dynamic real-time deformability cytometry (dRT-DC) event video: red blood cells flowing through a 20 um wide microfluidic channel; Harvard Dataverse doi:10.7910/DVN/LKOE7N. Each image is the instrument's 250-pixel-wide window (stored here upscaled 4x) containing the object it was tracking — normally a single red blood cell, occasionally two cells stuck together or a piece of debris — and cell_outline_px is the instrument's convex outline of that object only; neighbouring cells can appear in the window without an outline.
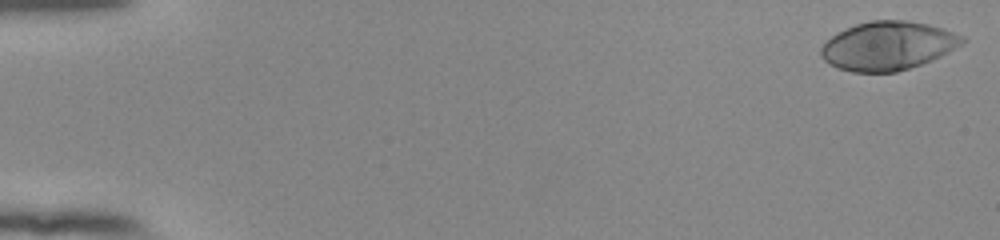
{"species": "human", "species_latin": "Homo sapiens", "temperature_condition": "room temperature", "stored_images_in_passage": 54, "camera_frame_rate_fps": 3000, "um_per_image_px": 0.085, "donor": {"sex": "female"}, "frame": {"image": 1, "passage_image": 1, "time_ms": 0.0, "image_size_px": [1000, 240], "cell_outline_px": [[968, 40], [948, 52], [940, 56], [920, 64], [896, 72], [852, 72], [836, 68], [828, 64], [820, 56], [820, 48], [836, 32], [844, 28], [856, 24], [872, 20], [908, 20], [928, 24], [944, 28], [964, 36]], "centroid_in_image_um": [75.45, 3.88], "position_along_channel_um": 9.5, "area_um2": 40.23}}
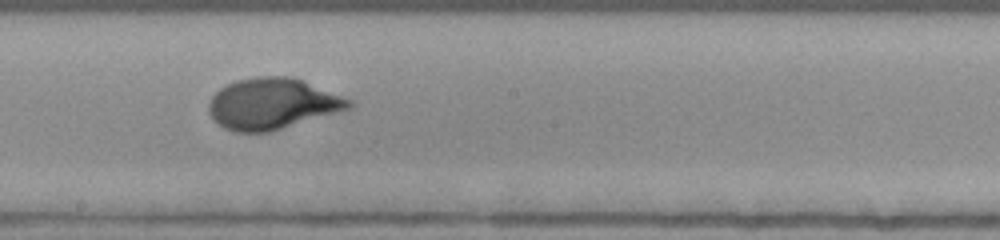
{"frame": {"image": 2, "passage_image": 31, "time_ms": 10.0, "image_size_px": [1000, 240], "cell_outline_px": [[356, 104], [352, 108], [268, 132], [236, 132], [224, 128], [208, 112], [208, 104], [212, 96], [220, 88], [236, 80], [256, 76], [292, 76], [304, 80], [352, 100]], "centroid_in_image_um": [23.17, 8.8], "position_along_channel_um": 225.0, "area_um2": 41.67}}
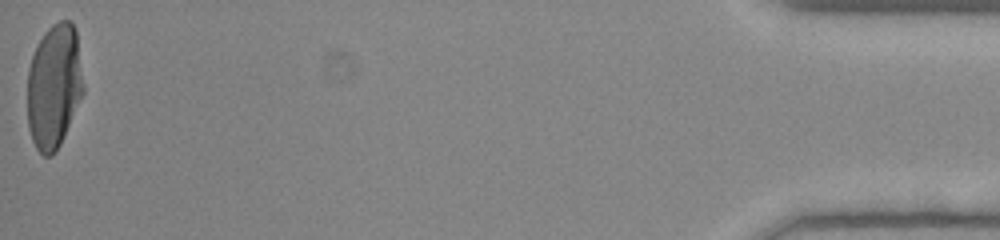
{"frame": {"image": 3, "passage_image": 54, "time_ms": 17.667, "image_size_px": [1000, 240], "cell_outline_px": [[84, 92], [64, 136], [60, 144], [52, 156], [44, 156], [36, 148], [32, 140], [28, 128], [28, 68], [32, 56], [44, 32], [52, 24], [60, 20], [68, 20], [76, 28], [84, 84]], "centroid_in_image_um": [4.6, 7.32], "position_along_channel_um": 430.6, "area_um2": 40.75}, "authors_computed_cell_mechanics": {"area_um2": 39.9109, "velocity_mm_per_s": 3.8403, "shape_relaxation_time_tau1_ms": 4.8707, "shape_relaxation_time_tau2_ms": null, "deformation_change_tau1": 0.2445, "deformation_change_tau2": null}}